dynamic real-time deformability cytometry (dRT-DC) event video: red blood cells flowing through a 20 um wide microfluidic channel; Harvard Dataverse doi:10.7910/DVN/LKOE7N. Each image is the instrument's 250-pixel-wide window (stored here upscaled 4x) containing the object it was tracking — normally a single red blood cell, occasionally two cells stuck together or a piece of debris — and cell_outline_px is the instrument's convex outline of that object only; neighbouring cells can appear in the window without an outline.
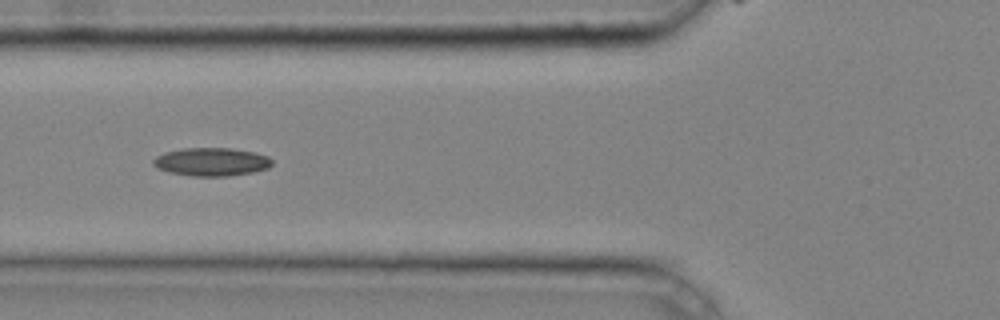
{"species": "common noctule bat (a hibernating species)", "species_latin": "Nyctalus noctula", "temperature_condition": "cold", "stored_images_in_passage": 32, "camera_frame_rate_fps": 3000, "um_per_image_px": 0.085, "animal": {"sex": "male", "body_mass_g": 20.4}, "frame": {"image": 1, "passage_image": 5, "time_ms": 1.333, "image_size_px": [1000, 320], "cell_outline_px": [[272, 164], [268, 168], [252, 172], [228, 176], [192, 176], [172, 172], [156, 168], [152, 164], [152, 160], [156, 156], [164, 152], [184, 148], [232, 148], [256, 152], [268, 156], [272, 160]], "centroid_in_image_um": [17.98, 13.75], "position_along_channel_um": 107.8, "area_um2": 19.59}}
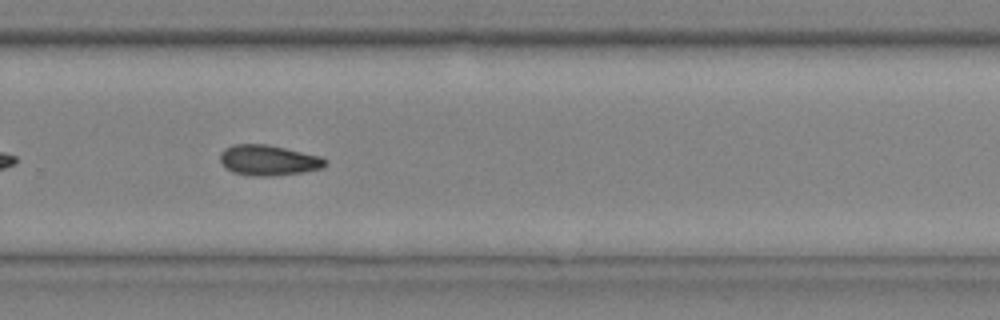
{"frame": {"image": 2, "passage_image": 19, "time_ms": 6.0, "image_size_px": [1000, 320], "cell_outline_px": [[328, 164], [324, 168], [300, 172], [272, 176], [252, 176], [232, 172], [224, 168], [220, 160], [220, 152], [224, 148], [232, 144], [268, 144], [320, 156], [328, 160]], "centroid_in_image_um": [22.8, 13.62], "position_along_channel_um": 307.0, "area_um2": 18.9}}